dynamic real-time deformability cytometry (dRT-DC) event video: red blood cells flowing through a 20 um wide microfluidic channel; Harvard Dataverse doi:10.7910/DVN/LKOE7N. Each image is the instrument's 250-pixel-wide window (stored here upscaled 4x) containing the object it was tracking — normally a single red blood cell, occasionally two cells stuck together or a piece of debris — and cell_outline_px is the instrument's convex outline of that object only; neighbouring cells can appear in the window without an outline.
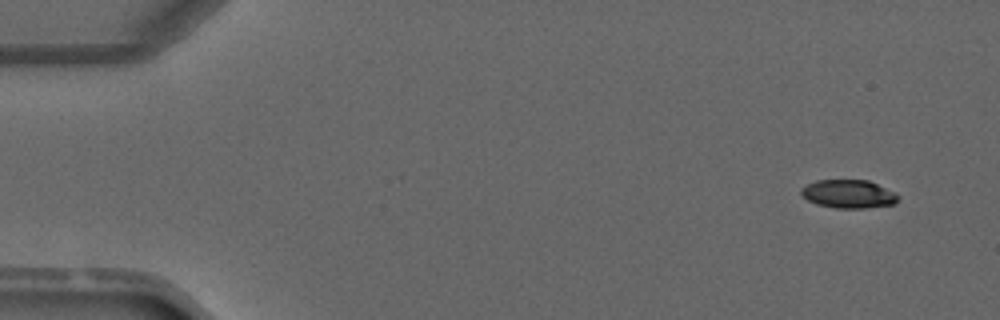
{"species": "common noctule bat (a hibernating species)", "species_latin": "Nyctalus noctula", "temperature_condition": "warm", "stored_images_in_passage": 6, "camera_frame_rate_fps": 3000, "um_per_image_px": 0.085, "animal": {"sex": "male", "forearm_length_mm": 52.5}, "frame": {"image": 1, "passage_image": 1, "time_ms": 0.0, "image_size_px": [1000, 320], "cell_outline_px": [[900, 196], [892, 204], [864, 208], [836, 208], [816, 204], [808, 200], [800, 192], [800, 188], [816, 180], [868, 180], [896, 192]], "centroid_in_image_um": [72.12, 16.48], "position_along_channel_um": 12.9, "area_um2": 15.95}}
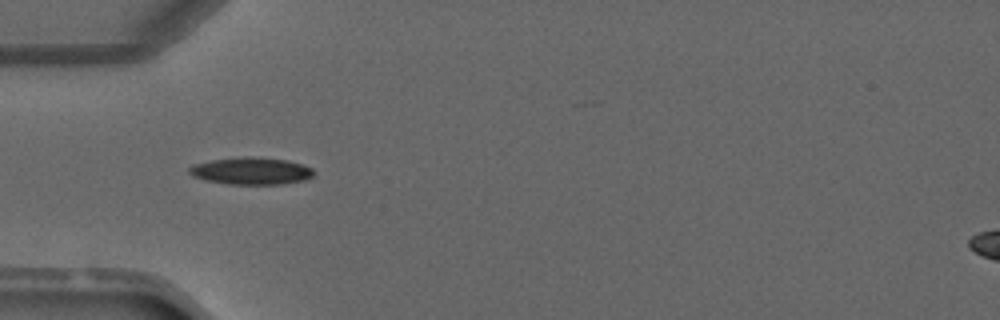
{"frame": {"image": 2, "passage_image": 4, "time_ms": 3.667, "image_size_px": [1000, 320], "cell_outline_px": [[312, 176], [304, 180], [280, 184], [232, 184], [204, 180], [192, 176], [188, 172], [188, 168], [192, 164], [212, 160], [244, 156], [256, 156], [288, 160], [304, 164], [312, 168]], "centroid_in_image_um": [21.32, 14.51], "position_along_channel_um": 63.7, "area_um2": 19.83}}
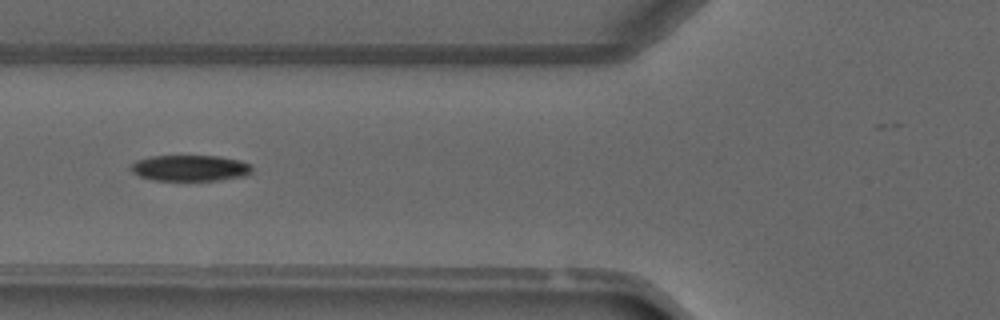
{"frame": {"image": 3, "passage_image": 5, "time_ms": 4.667, "image_size_px": [1000, 320], "cell_outline_px": [[252, 172], [244, 176], [216, 180], [152, 180], [140, 176], [132, 172], [128, 168], [136, 160], [148, 156], [220, 156], [240, 160], [252, 164]], "centroid_in_image_um": [16.15, 14.27], "position_along_channel_um": 109.7, "area_um2": 18.5}}